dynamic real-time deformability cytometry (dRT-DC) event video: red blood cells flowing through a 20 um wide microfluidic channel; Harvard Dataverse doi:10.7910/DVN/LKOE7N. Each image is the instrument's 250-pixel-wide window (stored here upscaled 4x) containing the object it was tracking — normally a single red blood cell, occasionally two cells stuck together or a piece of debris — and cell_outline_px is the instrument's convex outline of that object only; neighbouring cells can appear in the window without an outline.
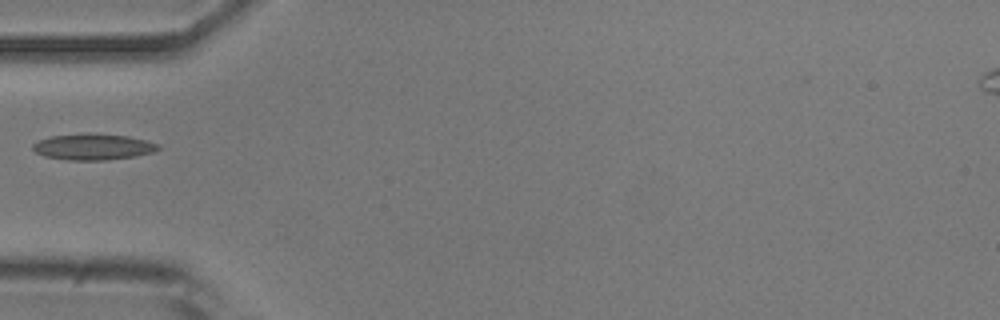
{"species": "common noctule bat (a hibernating species)", "species_latin": "Nyctalus noctula", "temperature_condition": "room temperature", "stored_images_in_passage": 2, "camera_frame_rate_fps": 3000, "um_per_image_px": 0.085, "animal": {"sex": "male", "body_mass_g": 20.5, "forearm_length_mm": 52.5}, "frame": {"image": 1, "passage_image": 1, "time_ms": 0.0, "image_size_px": [1000, 320], "cell_outline_px": [[160, 148], [152, 152], [136, 156], [104, 160], [68, 160], [44, 156], [36, 152], [32, 148], [32, 144], [36, 140], [52, 136], [92, 132], [128, 136], [160, 144]], "centroid_in_image_um": [7.89, 12.47], "position_along_channel_um": 77.1, "area_um2": 19.25}}
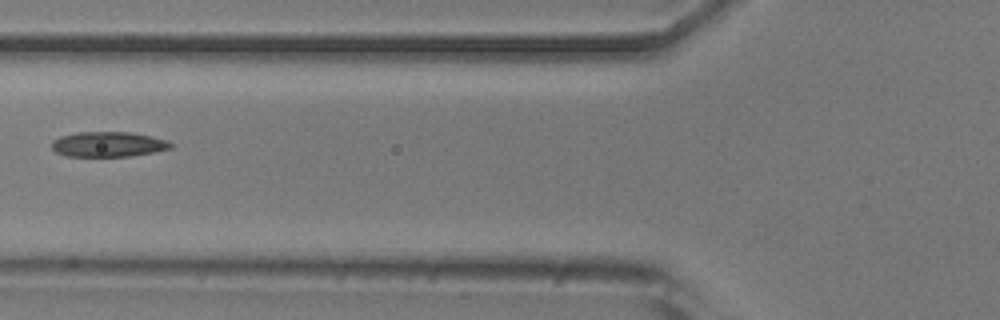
{"frame": {"image": 2, "passage_image": 2, "time_ms": 0.333, "image_size_px": [1000, 320], "cell_outline_px": [[176, 144], [172, 148], [132, 156], [64, 156], [56, 152], [52, 148], [52, 140], [60, 136], [76, 132], [128, 132], [148, 136], [164, 140]], "centroid_in_image_um": [9.16, 12.27], "position_along_channel_um": 116.6, "area_um2": 17.34}}